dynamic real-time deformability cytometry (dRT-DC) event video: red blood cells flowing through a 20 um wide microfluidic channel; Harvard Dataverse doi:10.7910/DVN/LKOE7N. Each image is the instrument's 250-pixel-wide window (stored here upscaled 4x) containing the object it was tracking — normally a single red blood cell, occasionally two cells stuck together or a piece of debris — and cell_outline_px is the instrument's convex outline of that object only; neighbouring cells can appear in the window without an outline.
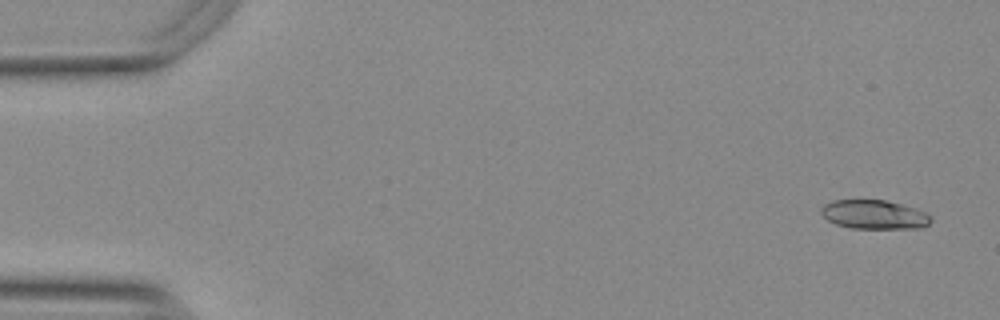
{"species": "Egyptian fruit bat (a non-hibernating species)", "species_latin": "Rousettus aegyptiacus", "temperature_condition": "warm", "stored_images_in_passage": 55, "camera_frame_rate_fps": 3000, "um_per_image_px": 0.085, "animal": {"sex": "female"}, "frame": {"image": 1, "passage_image": 3, "time_ms": 0.667, "image_size_px": [1000, 320], "cell_outline_px": [[932, 220], [928, 224], [920, 228], [852, 228], [836, 224], [828, 220], [820, 212], [820, 208], [824, 204], [832, 200], [884, 200], [916, 208], [928, 212], [932, 216]], "centroid_in_image_um": [74.33, 18.23], "position_along_channel_um": 10.7, "area_um2": 18.61}}
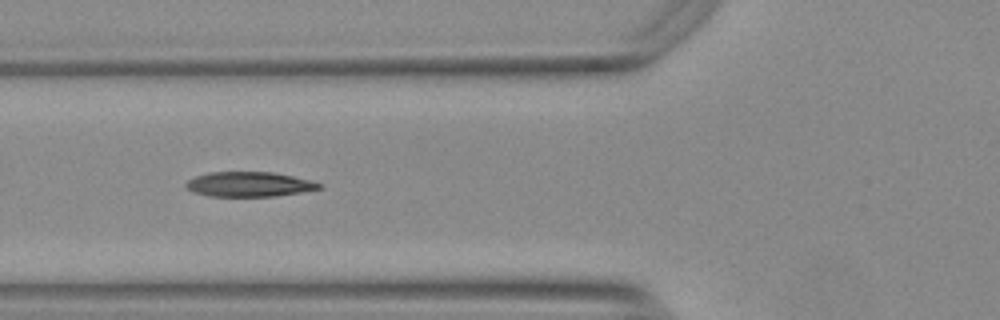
{"frame": {"image": 2, "passage_image": 21, "time_ms": 6.667, "image_size_px": [1000, 320], "cell_outline_px": [[320, 188], [300, 192], [276, 196], [208, 196], [196, 192], [188, 188], [184, 184], [188, 180], [196, 176], [208, 172], [272, 172], [292, 176], [308, 180], [320, 184]], "centroid_in_image_um": [21.13, 15.66], "position_along_channel_um": 104.7, "area_um2": 18.9}}
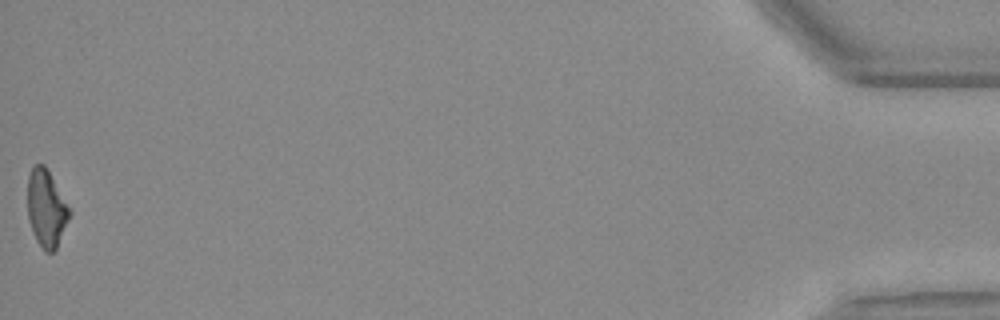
{"frame": {"image": 3, "passage_image": 55, "time_ms": 18.0, "image_size_px": [1000, 320], "cell_outline_px": [[72, 212], [56, 248], [52, 252], [44, 252], [36, 240], [28, 216], [28, 176], [32, 168], [36, 164], [44, 164]], "centroid_in_image_um": [3.94, 17.73], "position_along_channel_um": 431.3, "area_um2": 18.5}, "authors_computed_cell_mechanics": {"area_um2": 19.5364, "velocity_mm_per_s": 3.7681, "shape_relaxation_time_tau1_ms": 5.0302, "shape_relaxation_time_tau2_ms": 2.2308, "deformation_change_tau1": 0.1772, "deformation_change_tau2": 0.1131}}